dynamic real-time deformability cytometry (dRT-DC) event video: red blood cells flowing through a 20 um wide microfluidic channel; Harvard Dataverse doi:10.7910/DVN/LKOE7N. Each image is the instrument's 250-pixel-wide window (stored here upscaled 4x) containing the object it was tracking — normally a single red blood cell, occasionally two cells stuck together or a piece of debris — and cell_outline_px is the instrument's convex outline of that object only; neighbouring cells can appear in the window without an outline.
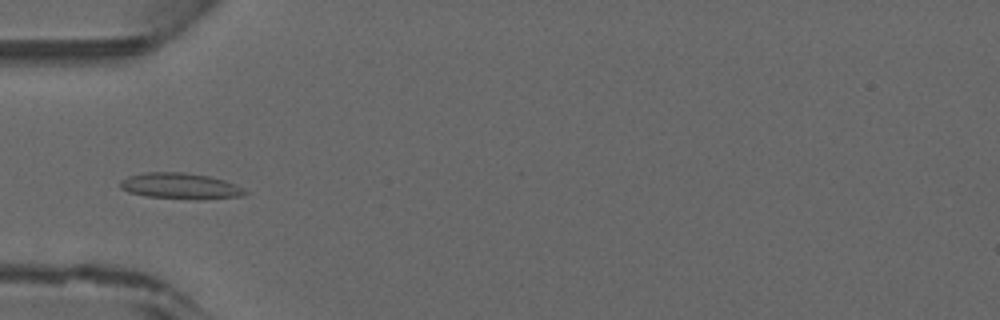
{"species": "common noctule bat (a hibernating species)", "species_latin": "Nyctalus noctula", "temperature_condition": "warm", "stored_images_in_passage": 45, "camera_frame_rate_fps": 3000, "um_per_image_px": 0.085, "animal": {"sex": "male", "forearm_length_mm": 52.5}, "frame": {"image": 1, "passage_image": 14, "time_ms": 4.333, "image_size_px": [1000, 320], "cell_outline_px": [[248, 192], [244, 196], [196, 200], [148, 196], [128, 192], [120, 188], [120, 180], [128, 176], [144, 172], [184, 172], [208, 176], [224, 180], [236, 184], [244, 188]], "centroid_in_image_um": [15.35, 15.81], "position_along_channel_um": 69.7, "area_um2": 19.07}}